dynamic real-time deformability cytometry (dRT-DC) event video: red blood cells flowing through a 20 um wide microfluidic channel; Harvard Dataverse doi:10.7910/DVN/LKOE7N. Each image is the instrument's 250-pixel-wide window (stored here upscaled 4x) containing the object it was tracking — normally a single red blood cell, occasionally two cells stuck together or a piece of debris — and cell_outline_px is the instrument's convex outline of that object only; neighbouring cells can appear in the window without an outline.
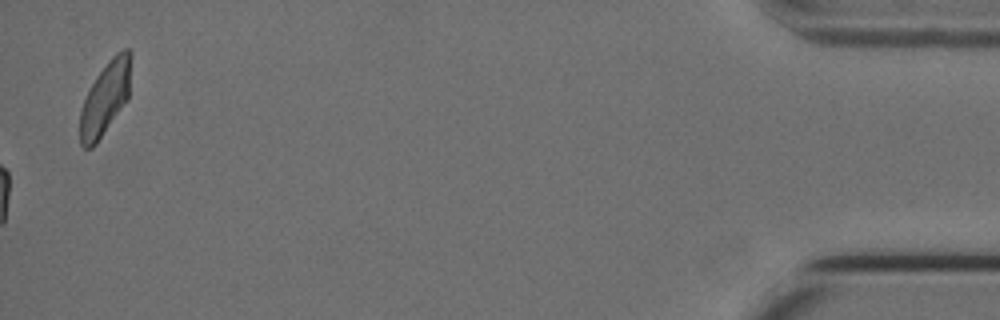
{"species": "Egyptian fruit bat (a non-hibernating species)", "species_latin": "Rousettus aegyptiacus", "temperature_condition": "cold", "stored_images_in_passage": 41, "camera_frame_rate_fps": 3000, "um_per_image_px": 0.085, "animal": {"sex": "female"}, "frame": {"image": 1, "passage_image": 41, "time_ms": 13.333, "image_size_px": [1000, 320], "cell_outline_px": [[128, 100], [96, 144], [92, 148], [84, 148], [80, 144], [80, 108], [96, 76], [108, 60], [116, 52], [124, 48], [128, 48]], "centroid_in_image_um": [8.89, 8.42], "position_along_channel_um": 426.3, "area_um2": 21.15}, "authors_computed_cell_mechanics": {"area_um2": 20.7502, "velocity_mm_per_s": 3.7695, "shape_relaxation_time_tau1_ms": null, "shape_relaxation_time_tau2_ms": 2.1638, "deformation_change_tau1": null, "deformation_change_tau2": 0.0718}}